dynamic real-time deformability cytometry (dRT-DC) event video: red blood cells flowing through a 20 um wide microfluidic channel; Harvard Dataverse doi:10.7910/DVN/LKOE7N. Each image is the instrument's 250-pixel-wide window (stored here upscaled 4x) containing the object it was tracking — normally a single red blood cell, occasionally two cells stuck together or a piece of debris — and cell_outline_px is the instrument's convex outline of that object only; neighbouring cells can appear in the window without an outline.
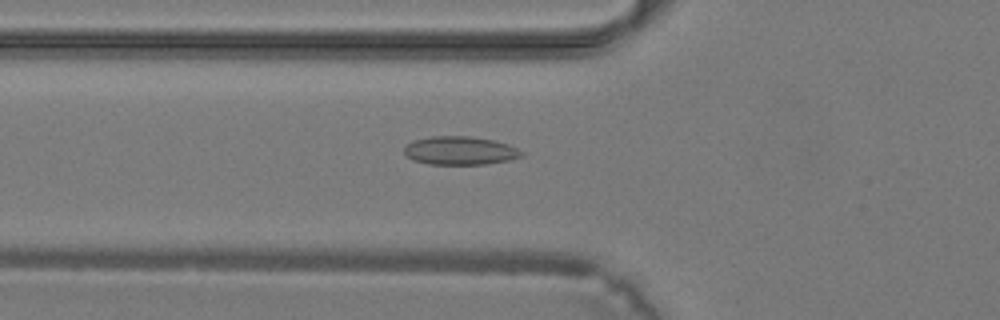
{"species": "common noctule bat (a hibernating species)", "species_latin": "Nyctalus noctula", "temperature_condition": "warm", "stored_images_in_passage": 37, "camera_frame_rate_fps": 3000, "um_per_image_px": 0.085, "animal": {"sex": "male", "body_mass_g": 19.2, "forearm_length_mm": 51.8}, "frame": {"image": 1, "passage_image": 12, "time_ms": 3.667, "image_size_px": [1000, 320], "cell_outline_px": [[524, 156], [508, 160], [484, 164], [428, 164], [412, 160], [404, 152], [404, 148], [412, 140], [432, 136], [468, 136], [492, 140], [508, 144], [524, 152]], "centroid_in_image_um": [39.09, 12.8], "position_along_channel_um": 86.7, "area_um2": 19.36}}
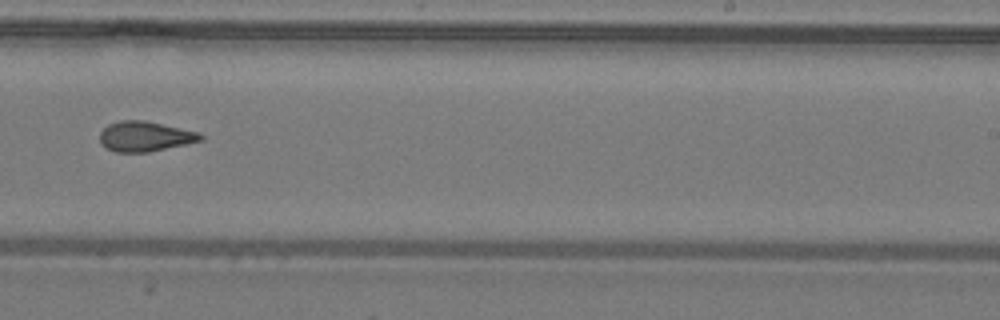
{"frame": {"image": 2, "passage_image": 23, "time_ms": 7.333, "image_size_px": [1000, 320], "cell_outline_px": [[204, 140], [148, 152], [116, 152], [104, 148], [100, 144], [100, 132], [108, 124], [120, 120], [144, 120], [200, 132], [204, 136]], "centroid_in_image_um": [12.32, 11.59], "position_along_channel_um": 276.7, "area_um2": 17.8}}
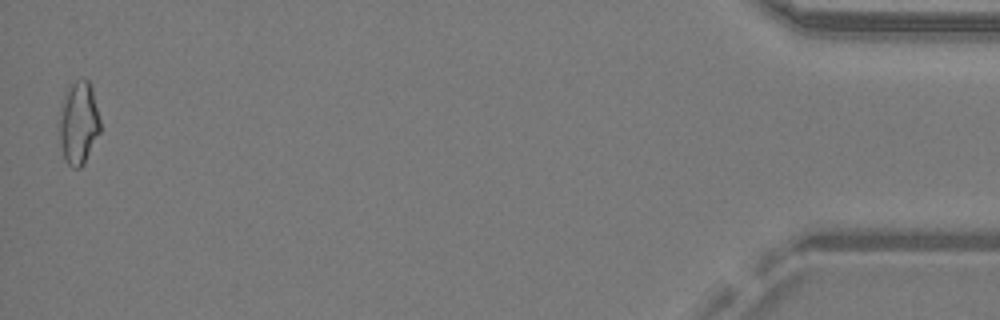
{"frame": {"image": 3, "passage_image": 37, "time_ms": 12.0, "image_size_px": [1000, 320], "cell_outline_px": [[100, 132], [84, 164], [80, 168], [72, 168], [64, 160], [60, 144], [60, 112], [64, 96], [68, 84], [84, 76], [88, 80], [92, 88], [100, 120]], "centroid_in_image_um": [6.68, 10.43], "position_along_channel_um": 428.5, "area_um2": 19.94}}